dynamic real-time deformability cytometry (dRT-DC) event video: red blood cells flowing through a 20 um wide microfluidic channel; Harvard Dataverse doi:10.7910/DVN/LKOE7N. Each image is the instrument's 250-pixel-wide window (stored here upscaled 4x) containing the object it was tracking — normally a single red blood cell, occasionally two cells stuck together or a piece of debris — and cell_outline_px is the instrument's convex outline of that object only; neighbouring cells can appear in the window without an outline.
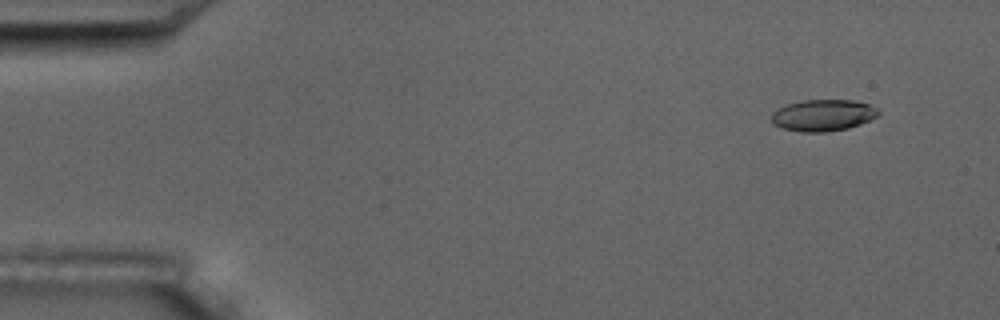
{"species": "common noctule bat (a hibernating species)", "species_latin": "Nyctalus noctula", "temperature_condition": "room temperature", "stored_images_in_passage": 6, "camera_frame_rate_fps": 3000, "um_per_image_px": 0.085, "animal": {"sex": "male", "body_mass_g": 17.5, "forearm_length_mm": 52.3}, "frame": {"image": 1, "passage_image": 2, "time_ms": 1.0, "image_size_px": [1000, 320], "cell_outline_px": [[880, 112], [876, 116], [860, 124], [848, 128], [824, 132], [800, 132], [784, 128], [772, 124], [772, 112], [788, 104], [804, 100], [852, 100], [868, 104], [876, 108]], "centroid_in_image_um": [69.94, 9.8], "position_along_channel_um": 15.1, "area_um2": 19.42}}
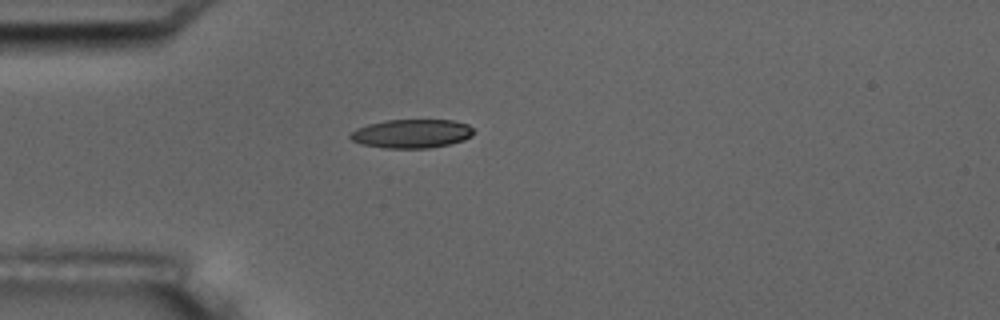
{"frame": {"image": 2, "passage_image": 5, "time_ms": 4.667, "image_size_px": [1000, 320], "cell_outline_px": [[476, 132], [472, 136], [464, 140], [448, 144], [428, 148], [384, 148], [364, 144], [352, 140], [348, 136], [356, 128], [368, 124], [384, 120], [452, 120], [468, 124]], "centroid_in_image_um": [35.01, 11.35], "position_along_channel_um": 50.0, "area_um2": 20.69}}